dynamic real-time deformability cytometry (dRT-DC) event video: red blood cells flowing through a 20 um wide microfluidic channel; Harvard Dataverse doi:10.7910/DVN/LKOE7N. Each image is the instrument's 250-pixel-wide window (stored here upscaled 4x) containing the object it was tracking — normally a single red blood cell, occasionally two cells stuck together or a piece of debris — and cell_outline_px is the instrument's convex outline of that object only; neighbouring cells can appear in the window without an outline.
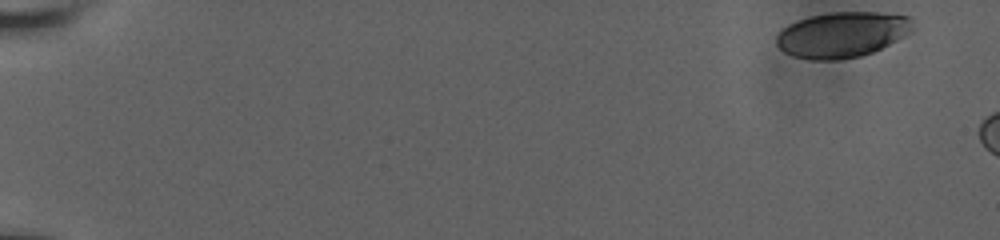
{"species": "human", "species_latin": "Homo sapiens", "temperature_condition": "room temperature", "stored_images_in_passage": 9, "camera_frame_rate_fps": 3000, "um_per_image_px": 0.085, "donor": {"sex": "male"}, "frame": {"image": 1, "passage_image": 1, "time_ms": 0.0, "image_size_px": [1000, 240], "cell_outline_px": [[912, 28], [904, 36], [872, 52], [860, 56], [840, 60], [812, 60], [792, 56], [784, 52], [776, 44], [776, 36], [788, 24], [796, 20], [808, 16], [832, 12], [876, 12], [908, 16], [912, 20]], "centroid_in_image_um": [71.53, 2.94], "position_along_channel_um": 13.5, "area_um2": 36.07}}